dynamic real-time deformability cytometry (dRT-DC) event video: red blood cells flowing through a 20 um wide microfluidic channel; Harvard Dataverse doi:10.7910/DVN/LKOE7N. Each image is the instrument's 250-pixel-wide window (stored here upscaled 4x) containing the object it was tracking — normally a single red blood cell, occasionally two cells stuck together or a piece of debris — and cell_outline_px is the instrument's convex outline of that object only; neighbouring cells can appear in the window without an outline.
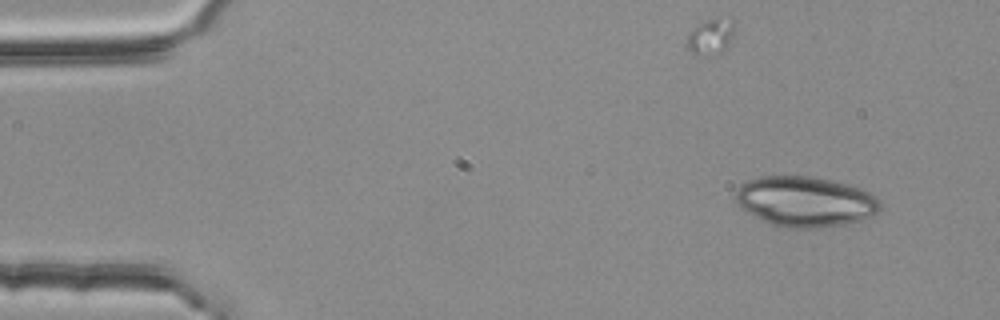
{"species": "common noctule bat (a hibernating species)", "species_latin": "Nyctalus noctula", "temperature_condition": "room temperature", "stored_images_in_passage": 4, "camera_frame_rate_fps": 3000, "um_per_image_px": 0.085, "animal": {"sex": "female", "body_mass_g": 25.1}, "frame": {"image": 1, "passage_image": 1, "time_ms": 0.0, "image_size_px": [1000, 320], "cell_outline_px": [[880, 208], [872, 216], [848, 224], [812, 228], [788, 228], [772, 224], [748, 212], [736, 200], [736, 192], [748, 180], [760, 176], [808, 176], [848, 184], [860, 188], [876, 196], [880, 200]], "centroid_in_image_um": [68.49, 17.13], "position_along_channel_um": 16.5, "area_um2": 41.85}}